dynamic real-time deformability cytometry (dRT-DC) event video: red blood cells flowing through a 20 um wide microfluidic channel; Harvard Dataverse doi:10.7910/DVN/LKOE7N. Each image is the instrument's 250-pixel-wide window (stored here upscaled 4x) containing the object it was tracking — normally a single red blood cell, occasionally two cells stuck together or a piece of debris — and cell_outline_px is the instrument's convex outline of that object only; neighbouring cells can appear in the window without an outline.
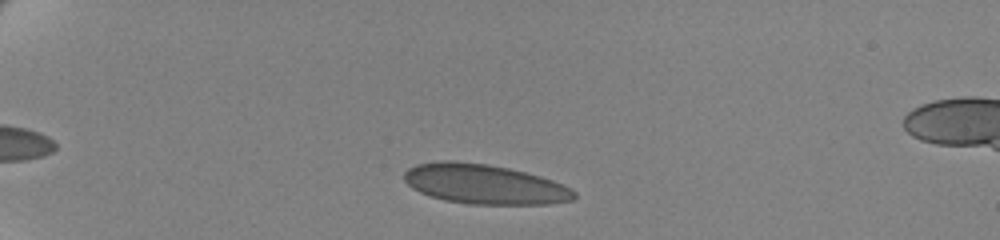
{"species": "human", "species_latin": "Homo sapiens", "temperature_condition": "cold", "stored_images_in_passage": 49, "camera_frame_rate_fps": 3000, "um_per_image_px": 0.085, "donor": {"sex": "female"}, "frame": {"image": 1, "passage_image": 6, "time_ms": 1.667, "image_size_px": [1000, 240], "cell_outline_px": [[576, 196], [572, 200], [548, 204], [468, 204], [444, 200], [420, 192], [412, 188], [404, 180], [404, 172], [408, 168], [416, 164], [444, 160], [452, 160], [488, 164], [508, 168], [540, 176], [552, 180], [572, 188], [576, 192]], "centroid_in_image_um": [41.17, 15.65], "position_along_channel_um": 43.8, "area_um2": 39.36}}
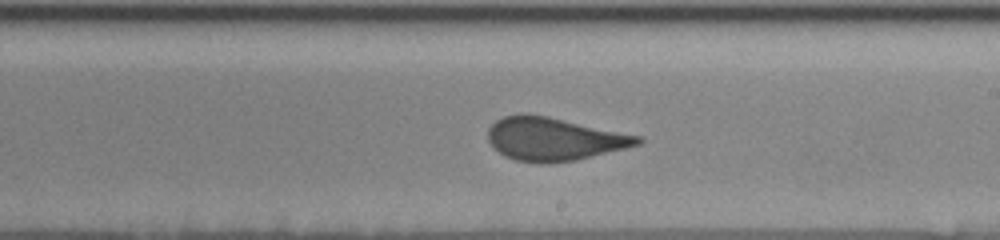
{"frame": {"image": 2, "passage_image": 28, "time_ms": 9.0, "image_size_px": [1000, 240], "cell_outline_px": [[644, 140], [640, 144], [576, 160], [548, 164], [540, 164], [516, 160], [504, 156], [492, 148], [488, 140], [488, 128], [496, 120], [504, 116], [520, 112], [524, 112], [548, 116], [640, 136]], "centroid_in_image_um": [47.02, 11.81], "position_along_channel_um": 242.0, "area_um2": 37.86}}
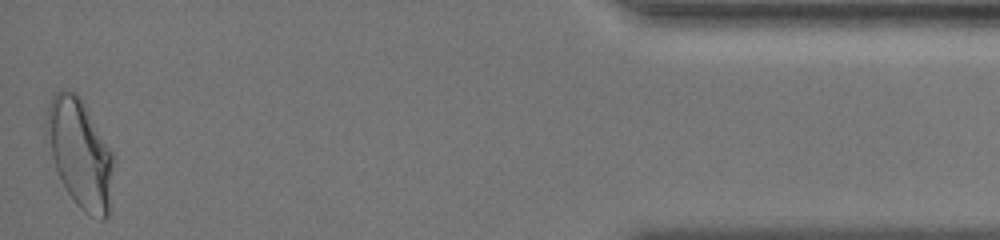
{"frame": {"image": 3, "passage_image": 49, "time_ms": 16.0, "image_size_px": [1000, 240], "cell_outline_px": [[116, 156], [108, 216], [104, 220], [100, 220], [84, 212], [76, 204], [68, 192], [56, 168], [52, 156], [48, 120], [48, 104], [52, 96], [56, 92], [76, 92], [84, 104]], "centroid_in_image_um": [6.89, 13.1], "position_along_channel_um": 428.3, "area_um2": 41.5}, "authors_computed_cell_mechanics": {"area_um2": 38.3792, "velocity_mm_per_s": 3.4848, "shape_relaxation_time_tau1_ms": 9.6967, "shape_relaxation_time_tau2_ms": null, "deformation_change_tau1": 0.2019, "deformation_change_tau2": null}}